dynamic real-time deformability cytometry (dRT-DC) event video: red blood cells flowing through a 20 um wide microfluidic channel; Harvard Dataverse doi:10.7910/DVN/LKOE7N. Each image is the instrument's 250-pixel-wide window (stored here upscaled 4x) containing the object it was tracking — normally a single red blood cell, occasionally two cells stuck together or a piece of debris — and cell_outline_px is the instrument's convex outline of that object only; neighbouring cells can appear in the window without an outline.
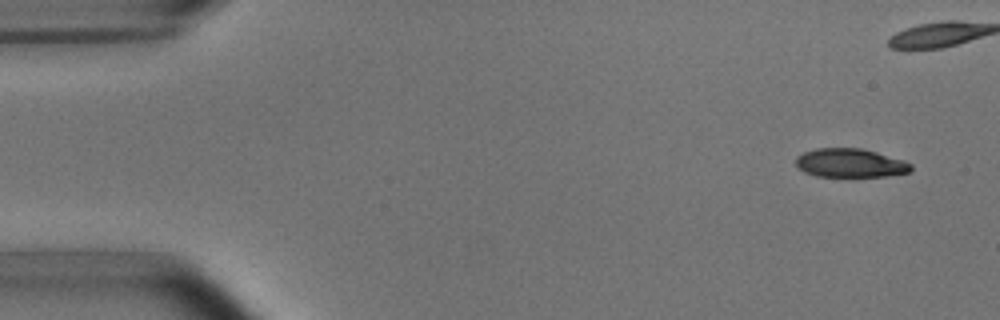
{"species": "common noctule bat (a hibernating species)", "species_latin": "Nyctalus noctula", "temperature_condition": "room temperature", "stored_images_in_passage": 6, "camera_frame_rate_fps": 3000, "um_per_image_px": 0.085, "animal": {"sex": "male", "body_mass_g": 15.6}, "frame": {"image": 1, "passage_image": 1, "time_ms": 0.0, "image_size_px": [1000, 320], "cell_outline_px": [[912, 172], [888, 176], [816, 176], [804, 172], [796, 164], [796, 156], [804, 152], [816, 148], [860, 148], [876, 152], [904, 160], [912, 164]], "centroid_in_image_um": [72.3, 13.85], "position_along_channel_um": 12.7, "area_um2": 19.31}}